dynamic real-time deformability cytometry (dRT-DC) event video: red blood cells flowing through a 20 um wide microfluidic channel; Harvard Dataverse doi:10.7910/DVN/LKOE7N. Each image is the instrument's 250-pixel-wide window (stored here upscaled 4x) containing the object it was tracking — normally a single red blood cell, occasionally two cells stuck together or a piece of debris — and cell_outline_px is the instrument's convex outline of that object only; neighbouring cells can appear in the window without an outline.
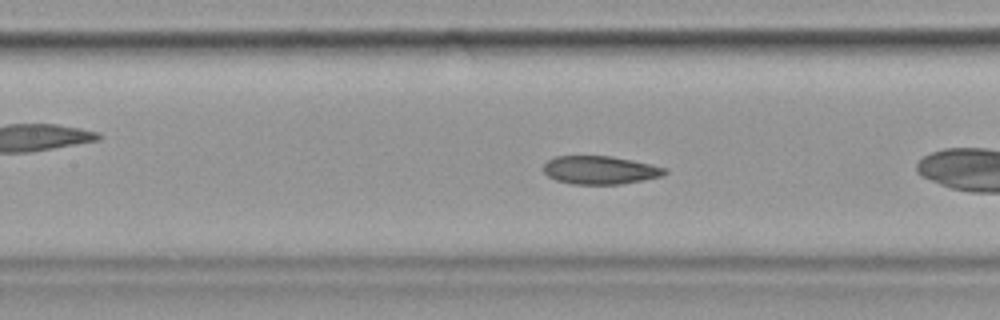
{"species": "common noctule bat (a hibernating species)", "species_latin": "Nyctalus noctula", "temperature_condition": "cold", "stored_images_in_passage": 28, "camera_frame_rate_fps": 3000, "um_per_image_px": 0.085, "animal": {"sex": "female", "body_mass_g": 19.9}, "frame": {"image": 1, "passage_image": 9, "time_ms": 2.667, "image_size_px": [1000, 320], "cell_outline_px": [[668, 172], [660, 176], [644, 180], [620, 184], [572, 184], [556, 180], [548, 176], [544, 172], [544, 164], [548, 160], [556, 156], [612, 156], [632, 160], [668, 168]], "centroid_in_image_um": [51.01, 14.45], "position_along_channel_um": 156.4, "area_um2": 19.94}}
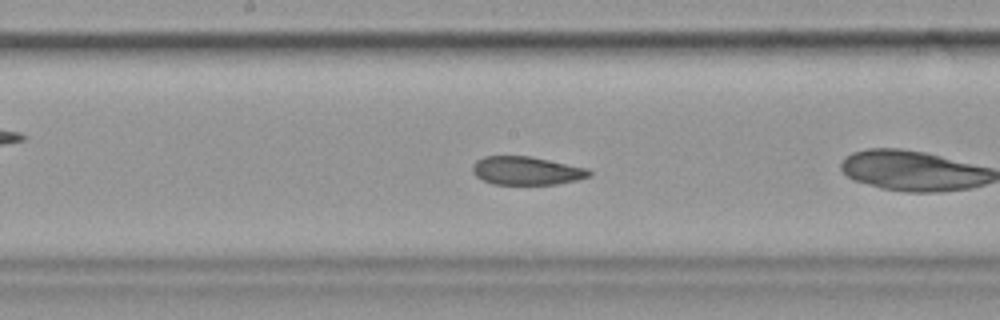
{"frame": {"image": 2, "passage_image": 13, "time_ms": 4.0, "image_size_px": [1000, 320], "cell_outline_px": [[592, 172], [588, 176], [576, 180], [556, 184], [492, 184], [476, 176], [472, 172], [472, 164], [476, 160], [484, 156], [528, 156], [588, 168]], "centroid_in_image_um": [44.71, 14.51], "position_along_channel_um": 203.5, "area_um2": 19.13}}